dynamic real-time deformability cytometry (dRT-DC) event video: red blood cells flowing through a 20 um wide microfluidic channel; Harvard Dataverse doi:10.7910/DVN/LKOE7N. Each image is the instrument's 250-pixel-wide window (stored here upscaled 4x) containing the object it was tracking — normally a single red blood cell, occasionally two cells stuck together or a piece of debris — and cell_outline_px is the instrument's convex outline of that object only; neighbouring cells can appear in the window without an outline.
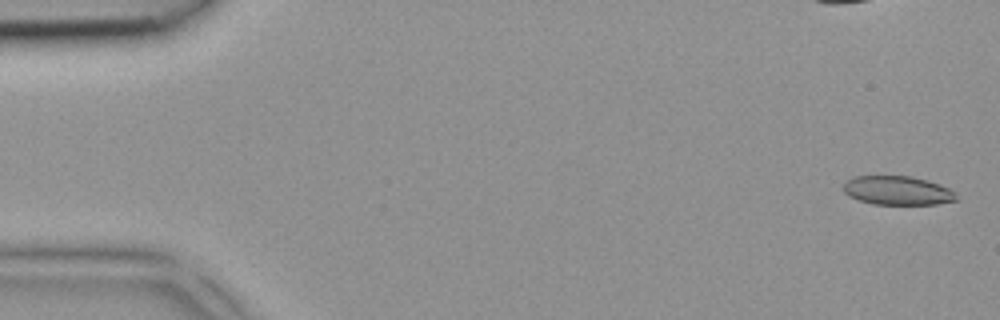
{"species": "common noctule bat (a hibernating species)", "species_latin": "Nyctalus noctula", "temperature_condition": "room temperature", "stored_images_in_passage": 4, "camera_frame_rate_fps": 3000, "um_per_image_px": 0.085, "animal": {"sex": "female", "body_mass_g": 18.4}, "frame": {"image": 1, "passage_image": 1, "time_ms": 0.0, "image_size_px": [1000, 320], "cell_outline_px": [[956, 200], [936, 204], [872, 204], [848, 196], [844, 192], [844, 184], [852, 176], [912, 176], [928, 180], [948, 188], [956, 192]], "centroid_in_image_um": [76.28, 16.19], "position_along_channel_um": 8.7, "area_um2": 18.96}}